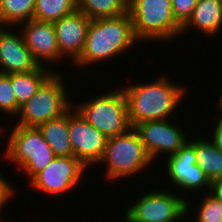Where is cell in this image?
Segmentation results:
<instances>
[{
  "instance_id": "6da1fadb",
  "label": "cell",
  "mask_w": 222,
  "mask_h": 222,
  "mask_svg": "<svg viewBox=\"0 0 222 222\" xmlns=\"http://www.w3.org/2000/svg\"><path fill=\"white\" fill-rule=\"evenodd\" d=\"M166 77L161 76L153 82H137L122 88L132 127L140 122L167 120L172 113H176L174 111L184 99L187 88Z\"/></svg>"
},
{
  "instance_id": "7a4b0ae2",
  "label": "cell",
  "mask_w": 222,
  "mask_h": 222,
  "mask_svg": "<svg viewBox=\"0 0 222 222\" xmlns=\"http://www.w3.org/2000/svg\"><path fill=\"white\" fill-rule=\"evenodd\" d=\"M136 42L129 12L114 18L91 20L83 52L74 64L84 69L97 62L105 63L132 49Z\"/></svg>"
},
{
  "instance_id": "3957f363",
  "label": "cell",
  "mask_w": 222,
  "mask_h": 222,
  "mask_svg": "<svg viewBox=\"0 0 222 222\" xmlns=\"http://www.w3.org/2000/svg\"><path fill=\"white\" fill-rule=\"evenodd\" d=\"M171 0H128L134 36L138 42H172L182 33L173 17Z\"/></svg>"
},
{
  "instance_id": "277c9868",
  "label": "cell",
  "mask_w": 222,
  "mask_h": 222,
  "mask_svg": "<svg viewBox=\"0 0 222 222\" xmlns=\"http://www.w3.org/2000/svg\"><path fill=\"white\" fill-rule=\"evenodd\" d=\"M152 163L140 136L132 127L123 134L107 139L103 157L97 165L106 166L104 177L107 180L117 181L139 175Z\"/></svg>"
},
{
  "instance_id": "5b68a950",
  "label": "cell",
  "mask_w": 222,
  "mask_h": 222,
  "mask_svg": "<svg viewBox=\"0 0 222 222\" xmlns=\"http://www.w3.org/2000/svg\"><path fill=\"white\" fill-rule=\"evenodd\" d=\"M11 131V132H10ZM8 130L5 153L6 161L14 163L18 171L26 172L30 181L36 174L46 168L56 157L52 148L44 140L38 127L15 125ZM8 159V160H7ZM21 168V170H20Z\"/></svg>"
},
{
  "instance_id": "8992f818",
  "label": "cell",
  "mask_w": 222,
  "mask_h": 222,
  "mask_svg": "<svg viewBox=\"0 0 222 222\" xmlns=\"http://www.w3.org/2000/svg\"><path fill=\"white\" fill-rule=\"evenodd\" d=\"M62 77L64 78L58 69L54 70L30 100L20 107L16 116V119L18 117L19 119L15 125L38 127L42 123L62 116L73 106Z\"/></svg>"
},
{
  "instance_id": "52a82bcc",
  "label": "cell",
  "mask_w": 222,
  "mask_h": 222,
  "mask_svg": "<svg viewBox=\"0 0 222 222\" xmlns=\"http://www.w3.org/2000/svg\"><path fill=\"white\" fill-rule=\"evenodd\" d=\"M120 88V89H119ZM100 95L88 98L73 106L80 112L86 121L101 132L107 139L123 134L132 128L125 94L119 87Z\"/></svg>"
},
{
  "instance_id": "ba28073f",
  "label": "cell",
  "mask_w": 222,
  "mask_h": 222,
  "mask_svg": "<svg viewBox=\"0 0 222 222\" xmlns=\"http://www.w3.org/2000/svg\"><path fill=\"white\" fill-rule=\"evenodd\" d=\"M154 190L139 195L125 210L126 222H181L192 212L191 201L179 193ZM185 216V217H184ZM181 220V221H180Z\"/></svg>"
},
{
  "instance_id": "9c48e42d",
  "label": "cell",
  "mask_w": 222,
  "mask_h": 222,
  "mask_svg": "<svg viewBox=\"0 0 222 222\" xmlns=\"http://www.w3.org/2000/svg\"><path fill=\"white\" fill-rule=\"evenodd\" d=\"M88 168L74 156H56L42 171L36 174L28 184L37 192L52 195H63L74 187L78 189L79 183Z\"/></svg>"
},
{
  "instance_id": "30bf717a",
  "label": "cell",
  "mask_w": 222,
  "mask_h": 222,
  "mask_svg": "<svg viewBox=\"0 0 222 222\" xmlns=\"http://www.w3.org/2000/svg\"><path fill=\"white\" fill-rule=\"evenodd\" d=\"M197 157L195 153V139L187 141L181 149L174 155L167 158L165 176L168 177L169 182L174 184L181 192V196L189 191L209 192L210 181L205 176L202 169L196 164ZM168 175V176H167ZM184 190V191H183ZM189 190V191H188Z\"/></svg>"
},
{
  "instance_id": "8fae6325",
  "label": "cell",
  "mask_w": 222,
  "mask_h": 222,
  "mask_svg": "<svg viewBox=\"0 0 222 222\" xmlns=\"http://www.w3.org/2000/svg\"><path fill=\"white\" fill-rule=\"evenodd\" d=\"M171 119L140 122L133 127L140 136L148 155L155 163H157L158 156L160 159V154L168 155L167 157L174 155L189 141L186 131L184 132L174 122L171 123Z\"/></svg>"
},
{
  "instance_id": "7c38bea8",
  "label": "cell",
  "mask_w": 222,
  "mask_h": 222,
  "mask_svg": "<svg viewBox=\"0 0 222 222\" xmlns=\"http://www.w3.org/2000/svg\"><path fill=\"white\" fill-rule=\"evenodd\" d=\"M68 128L74 157L88 169L102 159L107 138L90 125L80 112L72 106L68 110Z\"/></svg>"
},
{
  "instance_id": "4fadbf2b",
  "label": "cell",
  "mask_w": 222,
  "mask_h": 222,
  "mask_svg": "<svg viewBox=\"0 0 222 222\" xmlns=\"http://www.w3.org/2000/svg\"><path fill=\"white\" fill-rule=\"evenodd\" d=\"M18 26L27 48L39 66H55V63L65 59L60 54L53 23L32 19Z\"/></svg>"
},
{
  "instance_id": "5bb4252c",
  "label": "cell",
  "mask_w": 222,
  "mask_h": 222,
  "mask_svg": "<svg viewBox=\"0 0 222 222\" xmlns=\"http://www.w3.org/2000/svg\"><path fill=\"white\" fill-rule=\"evenodd\" d=\"M0 27V73L14 74L36 70L39 64L27 48L21 32ZM13 31V32H12Z\"/></svg>"
},
{
  "instance_id": "9a60e30c",
  "label": "cell",
  "mask_w": 222,
  "mask_h": 222,
  "mask_svg": "<svg viewBox=\"0 0 222 222\" xmlns=\"http://www.w3.org/2000/svg\"><path fill=\"white\" fill-rule=\"evenodd\" d=\"M90 19L76 10L53 23L60 54L75 62L83 52ZM71 57V58H70Z\"/></svg>"
},
{
  "instance_id": "2e32d148",
  "label": "cell",
  "mask_w": 222,
  "mask_h": 222,
  "mask_svg": "<svg viewBox=\"0 0 222 222\" xmlns=\"http://www.w3.org/2000/svg\"><path fill=\"white\" fill-rule=\"evenodd\" d=\"M191 27L197 28L205 37L217 36L222 30V0H198L192 16L182 27L184 34Z\"/></svg>"
},
{
  "instance_id": "e0dca14e",
  "label": "cell",
  "mask_w": 222,
  "mask_h": 222,
  "mask_svg": "<svg viewBox=\"0 0 222 222\" xmlns=\"http://www.w3.org/2000/svg\"><path fill=\"white\" fill-rule=\"evenodd\" d=\"M55 156H74L68 128V111L38 126Z\"/></svg>"
},
{
  "instance_id": "ac0fdd59",
  "label": "cell",
  "mask_w": 222,
  "mask_h": 222,
  "mask_svg": "<svg viewBox=\"0 0 222 222\" xmlns=\"http://www.w3.org/2000/svg\"><path fill=\"white\" fill-rule=\"evenodd\" d=\"M39 66L36 70L10 74L17 101V115L23 106L36 93L42 83L54 72L52 67Z\"/></svg>"
},
{
  "instance_id": "d6986e66",
  "label": "cell",
  "mask_w": 222,
  "mask_h": 222,
  "mask_svg": "<svg viewBox=\"0 0 222 222\" xmlns=\"http://www.w3.org/2000/svg\"><path fill=\"white\" fill-rule=\"evenodd\" d=\"M195 139V153L197 165L202 169L210 183L222 178V151L208 138Z\"/></svg>"
},
{
  "instance_id": "ffe728a7",
  "label": "cell",
  "mask_w": 222,
  "mask_h": 222,
  "mask_svg": "<svg viewBox=\"0 0 222 222\" xmlns=\"http://www.w3.org/2000/svg\"><path fill=\"white\" fill-rule=\"evenodd\" d=\"M36 0H0V26L17 27L34 18Z\"/></svg>"
},
{
  "instance_id": "44dd1931",
  "label": "cell",
  "mask_w": 222,
  "mask_h": 222,
  "mask_svg": "<svg viewBox=\"0 0 222 222\" xmlns=\"http://www.w3.org/2000/svg\"><path fill=\"white\" fill-rule=\"evenodd\" d=\"M77 10L90 20L114 18L128 12V0H77Z\"/></svg>"
},
{
  "instance_id": "7402d4cb",
  "label": "cell",
  "mask_w": 222,
  "mask_h": 222,
  "mask_svg": "<svg viewBox=\"0 0 222 222\" xmlns=\"http://www.w3.org/2000/svg\"><path fill=\"white\" fill-rule=\"evenodd\" d=\"M77 10V0H36L34 18L55 23Z\"/></svg>"
},
{
  "instance_id": "603a6c76",
  "label": "cell",
  "mask_w": 222,
  "mask_h": 222,
  "mask_svg": "<svg viewBox=\"0 0 222 222\" xmlns=\"http://www.w3.org/2000/svg\"><path fill=\"white\" fill-rule=\"evenodd\" d=\"M200 200L199 209H196V221L194 222H221L222 203L209 192H204Z\"/></svg>"
},
{
  "instance_id": "cb8c5ba5",
  "label": "cell",
  "mask_w": 222,
  "mask_h": 222,
  "mask_svg": "<svg viewBox=\"0 0 222 222\" xmlns=\"http://www.w3.org/2000/svg\"><path fill=\"white\" fill-rule=\"evenodd\" d=\"M0 112L13 118L17 116V101L10 74L0 73Z\"/></svg>"
},
{
  "instance_id": "d4e9b609",
  "label": "cell",
  "mask_w": 222,
  "mask_h": 222,
  "mask_svg": "<svg viewBox=\"0 0 222 222\" xmlns=\"http://www.w3.org/2000/svg\"><path fill=\"white\" fill-rule=\"evenodd\" d=\"M171 2L173 17L183 27L192 16L198 0H171Z\"/></svg>"
},
{
  "instance_id": "484cf974",
  "label": "cell",
  "mask_w": 222,
  "mask_h": 222,
  "mask_svg": "<svg viewBox=\"0 0 222 222\" xmlns=\"http://www.w3.org/2000/svg\"><path fill=\"white\" fill-rule=\"evenodd\" d=\"M0 173V222H3L5 220L4 215L1 212H4L2 209L7 206V202L13 198L14 195L16 194L15 191L16 189L12 187V185L9 183V181H6L7 179L4 178V176ZM2 214V215H1ZM4 217V219H3ZM3 219V220H2ZM4 222H8L5 220Z\"/></svg>"
},
{
  "instance_id": "4316f807",
  "label": "cell",
  "mask_w": 222,
  "mask_h": 222,
  "mask_svg": "<svg viewBox=\"0 0 222 222\" xmlns=\"http://www.w3.org/2000/svg\"><path fill=\"white\" fill-rule=\"evenodd\" d=\"M219 115L215 119L216 123L213 125L214 130L212 131L213 134L211 135V142L219 149L222 151V112L219 110L218 111Z\"/></svg>"
},
{
  "instance_id": "83f0119b",
  "label": "cell",
  "mask_w": 222,
  "mask_h": 222,
  "mask_svg": "<svg viewBox=\"0 0 222 222\" xmlns=\"http://www.w3.org/2000/svg\"><path fill=\"white\" fill-rule=\"evenodd\" d=\"M209 193L222 203V178L210 183Z\"/></svg>"
},
{
  "instance_id": "f1b7e54d",
  "label": "cell",
  "mask_w": 222,
  "mask_h": 222,
  "mask_svg": "<svg viewBox=\"0 0 222 222\" xmlns=\"http://www.w3.org/2000/svg\"><path fill=\"white\" fill-rule=\"evenodd\" d=\"M219 109L222 112V99H218L216 110Z\"/></svg>"
},
{
  "instance_id": "f546056e",
  "label": "cell",
  "mask_w": 222,
  "mask_h": 222,
  "mask_svg": "<svg viewBox=\"0 0 222 222\" xmlns=\"http://www.w3.org/2000/svg\"><path fill=\"white\" fill-rule=\"evenodd\" d=\"M3 130V131H2ZM3 132V134H4V132H6L5 131V129L4 128H2V126H0V136H1V133Z\"/></svg>"
}]
</instances>
